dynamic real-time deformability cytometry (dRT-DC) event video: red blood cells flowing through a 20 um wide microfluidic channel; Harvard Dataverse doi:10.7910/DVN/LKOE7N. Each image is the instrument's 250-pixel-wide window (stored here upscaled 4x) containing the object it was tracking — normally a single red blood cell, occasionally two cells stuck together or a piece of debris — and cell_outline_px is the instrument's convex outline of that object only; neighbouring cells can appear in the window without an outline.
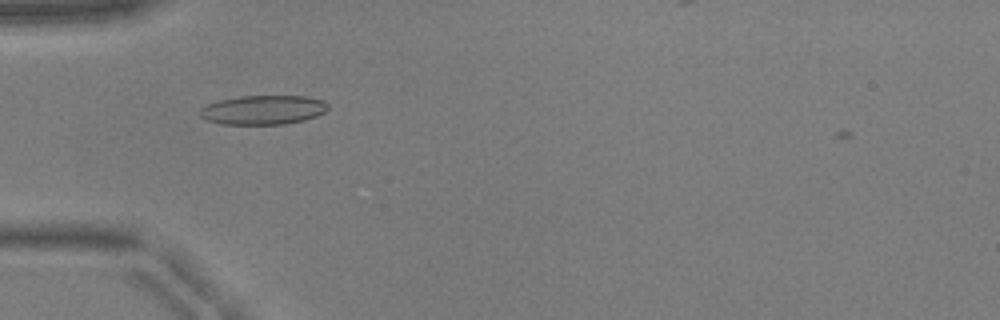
{"species": "common noctule bat (a hibernating species)", "species_latin": "Nyctalus noctula", "temperature_condition": "warm", "stored_images_in_passage": 38, "camera_frame_rate_fps": 3000, "um_per_image_px": 0.085, "animal": {"sex": "male", "body_mass_g": 17.9, "forearm_length_mm": 54.2}, "frame": {"image": 1, "passage_image": 6, "time_ms": 1.667, "image_size_px": [1000, 320], "cell_outline_px": [[328, 108], [324, 112], [316, 116], [304, 120], [284, 124], [224, 124], [208, 120], [200, 116], [200, 108], [208, 104], [220, 100], [240, 96], [308, 96], [324, 100], [328, 104]], "centroid_in_image_um": [22.4, 9.33], "position_along_channel_um": 62.6, "area_um2": 21.73}}
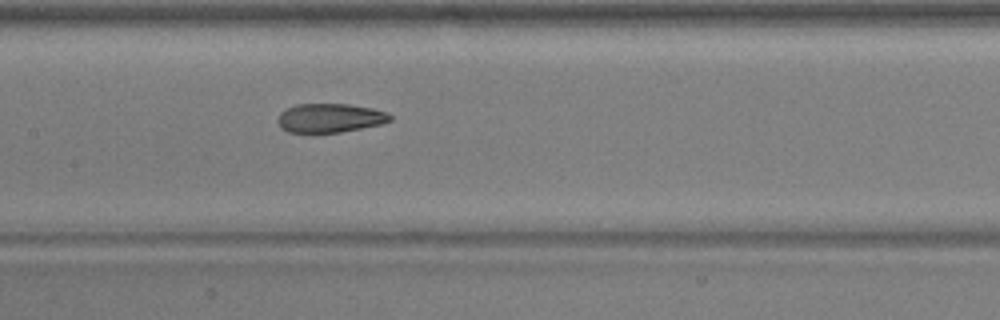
{"frame": {"image": 2, "passage_image": 15, "time_ms": 4.667, "image_size_px": [1000, 320], "cell_outline_px": [[392, 120], [380, 124], [340, 132], [288, 132], [280, 128], [276, 120], [280, 112], [296, 104], [348, 104], [372, 108], [388, 112], [392, 116]], "centroid_in_image_um": [28.03, 10.02], "position_along_channel_um": 179.4, "area_um2": 18.96}}
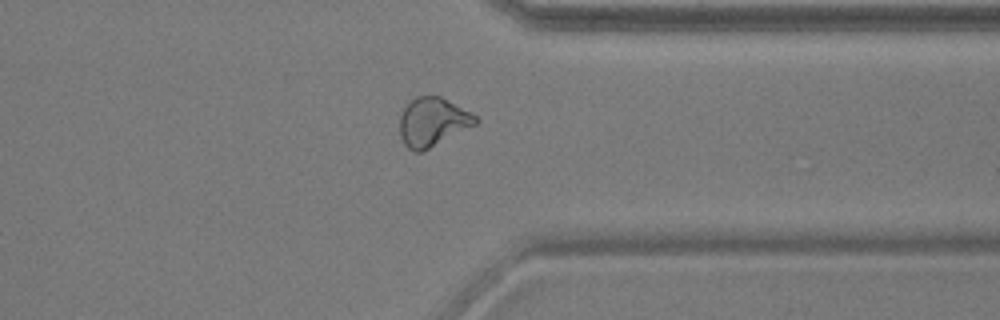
{"frame": {"image": 3, "passage_image": 30, "time_ms": 9.667, "image_size_px": [1000, 320], "cell_outline_px": [[480, 120], [476, 124], [420, 152], [412, 152], [404, 144], [400, 136], [400, 116], [404, 108], [416, 96], [440, 96], [472, 112]], "centroid_in_image_um": [36.77, 10.36], "position_along_channel_um": 374.6, "area_um2": 21.27}}